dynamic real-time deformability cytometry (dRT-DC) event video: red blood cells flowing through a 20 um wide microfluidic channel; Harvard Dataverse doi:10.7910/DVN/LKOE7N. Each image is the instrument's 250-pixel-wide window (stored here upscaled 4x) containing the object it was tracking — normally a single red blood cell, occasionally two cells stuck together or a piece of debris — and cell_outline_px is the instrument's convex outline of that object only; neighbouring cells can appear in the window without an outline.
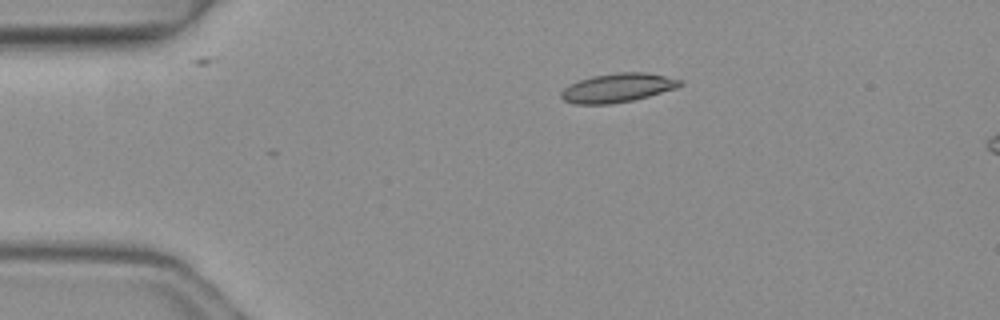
{"species": "common noctule bat (a hibernating species)", "species_latin": "Nyctalus noctula", "temperature_condition": "warm", "stored_images_in_passage": 3, "camera_frame_rate_fps": 3000, "um_per_image_px": 0.085, "animal": {"sex": "female", "body_mass_g": 19.3, "forearm_length_mm": 54.1}, "frame": {"image": 1, "passage_image": 3, "time_ms": 0.667, "image_size_px": [1000, 320], "cell_outline_px": [[684, 84], [676, 88], [648, 96], [632, 100], [612, 104], [576, 104], [564, 100], [560, 96], [560, 92], [568, 84], [592, 76], [616, 72], [648, 72], [680, 80]], "centroid_in_image_um": [52.47, 7.46], "position_along_channel_um": 32.5, "area_um2": 20.0}}